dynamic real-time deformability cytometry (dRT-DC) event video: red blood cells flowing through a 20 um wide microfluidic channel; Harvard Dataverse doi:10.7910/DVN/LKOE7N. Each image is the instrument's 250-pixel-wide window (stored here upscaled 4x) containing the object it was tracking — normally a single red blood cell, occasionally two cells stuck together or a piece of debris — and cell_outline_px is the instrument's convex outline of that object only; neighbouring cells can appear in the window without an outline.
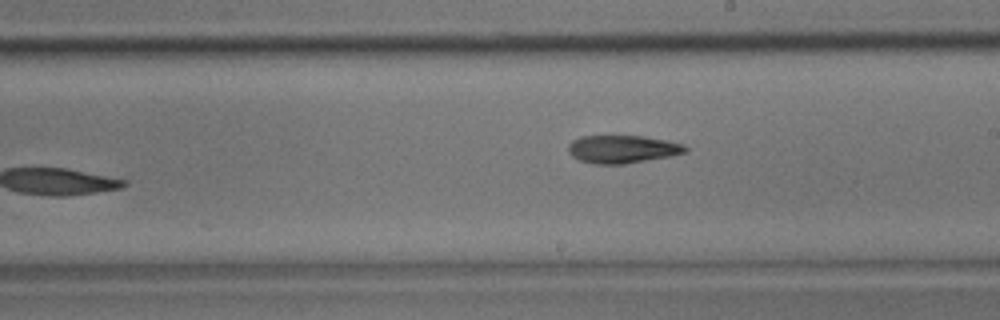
{"species": "common noctule bat (a hibernating species)", "species_latin": "Nyctalus noctula", "temperature_condition": "room temperature", "stored_images_in_passage": 13, "camera_frame_rate_fps": 3000, "um_per_image_px": 0.085, "animal": {"sex": "male", "body_mass_g": 17.9}, "frame": {"image": 1, "passage_image": 13, "time_ms": 4.0, "image_size_px": [1000, 320], "cell_outline_px": [[688, 152], [672, 156], [624, 164], [592, 164], [580, 160], [572, 156], [568, 152], [568, 144], [572, 140], [580, 136], [644, 136], [684, 144], [688, 148]], "centroid_in_image_um": [52.91, 12.68], "position_along_channel_um": 236.1, "area_um2": 19.19}}